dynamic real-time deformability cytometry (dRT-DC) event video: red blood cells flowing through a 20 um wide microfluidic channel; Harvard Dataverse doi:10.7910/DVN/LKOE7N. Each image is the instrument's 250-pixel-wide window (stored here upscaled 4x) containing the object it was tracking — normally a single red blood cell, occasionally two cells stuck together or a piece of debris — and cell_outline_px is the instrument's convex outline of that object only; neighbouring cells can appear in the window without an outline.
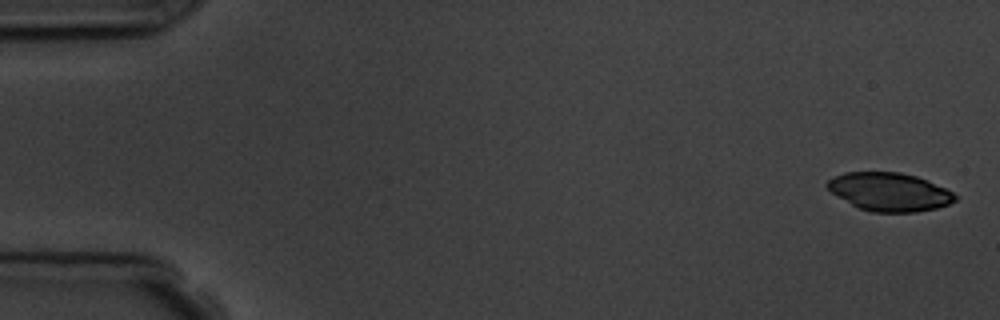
{"species": "common noctule bat (a hibernating species)", "species_latin": "Nyctalus noctula", "temperature_condition": "room temperature", "stored_images_in_passage": 7, "camera_frame_rate_fps": 3000, "um_per_image_px": 0.085, "animal": {"sex": "male", "body_mass_g": 19.5, "forearm_length_mm": 54.6}, "frame": {"image": 1, "passage_image": 7, "time_ms": 7.333, "image_size_px": [1000, 320], "cell_outline_px": [[960, 196], [956, 200], [948, 204], [936, 208], [916, 212], [872, 212], [860, 208], [852, 204], [832, 192], [824, 184], [828, 180], [844, 172], [900, 172], [916, 176], [928, 180]], "centroid_in_image_um": [75.63, 16.3], "position_along_channel_um": 9.4, "area_um2": 28.38}}